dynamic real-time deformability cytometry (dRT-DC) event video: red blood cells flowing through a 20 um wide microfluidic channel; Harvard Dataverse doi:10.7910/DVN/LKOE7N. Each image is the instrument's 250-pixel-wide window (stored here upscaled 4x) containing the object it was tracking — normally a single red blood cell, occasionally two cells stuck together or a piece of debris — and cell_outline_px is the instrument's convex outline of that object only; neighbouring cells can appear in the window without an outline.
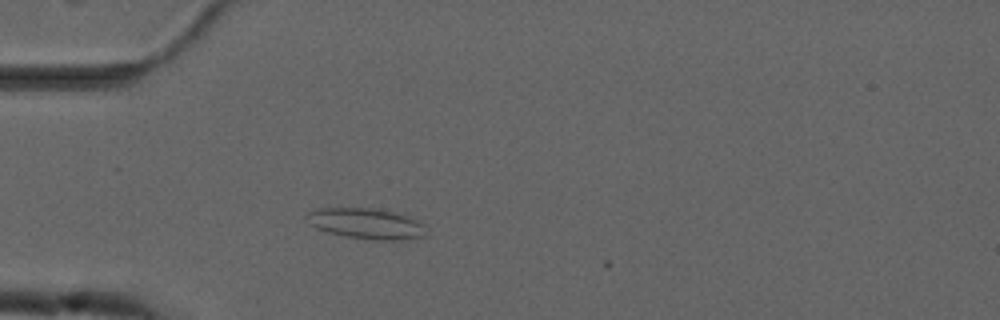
{"species": "common noctule bat (a hibernating species)", "species_latin": "Nyctalus noctula", "temperature_condition": "cold", "stored_images_in_passage": 6, "camera_frame_rate_fps": 3000, "um_per_image_px": 0.085, "animal": {"sex": "male", "forearm_length_mm": 52.5}, "frame": {"image": 1, "passage_image": 5, "time_ms": 1.333, "image_size_px": [1000, 320], "cell_outline_px": [[428, 236], [408, 240], [376, 240], [344, 236], [328, 232], [316, 228], [308, 224], [304, 216], [308, 212], [320, 208], [372, 208], [392, 212], [408, 216], [428, 224]], "centroid_in_image_um": [31.21, 19.02], "position_along_channel_um": 53.8, "area_um2": 21.91}}